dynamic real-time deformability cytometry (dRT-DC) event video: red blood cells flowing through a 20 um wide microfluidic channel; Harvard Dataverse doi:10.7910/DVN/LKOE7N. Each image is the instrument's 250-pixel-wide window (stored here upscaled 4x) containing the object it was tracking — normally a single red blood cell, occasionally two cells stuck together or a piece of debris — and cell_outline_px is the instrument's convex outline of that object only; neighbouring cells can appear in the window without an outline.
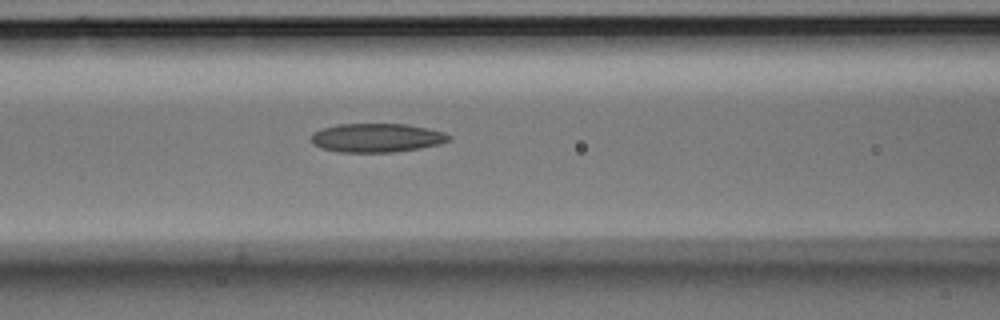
{"species": "Egyptian fruit bat (a non-hibernating species)", "species_latin": "Rousettus aegyptiacus", "temperature_condition": "room temperature", "stored_images_in_passage": 7, "camera_frame_rate_fps": 3000, "um_per_image_px": 0.085, "animal": {"sex": "male"}, "frame": {"image": 1, "passage_image": 7, "time_ms": 2.0, "image_size_px": [1000, 320], "cell_outline_px": [[452, 140], [440, 144], [420, 148], [396, 152], [340, 152], [320, 148], [312, 144], [312, 132], [336, 124], [408, 124], [428, 128], [452, 136]], "centroid_in_image_um": [32.03, 11.72], "position_along_channel_um": 134.6, "area_um2": 23.24}}